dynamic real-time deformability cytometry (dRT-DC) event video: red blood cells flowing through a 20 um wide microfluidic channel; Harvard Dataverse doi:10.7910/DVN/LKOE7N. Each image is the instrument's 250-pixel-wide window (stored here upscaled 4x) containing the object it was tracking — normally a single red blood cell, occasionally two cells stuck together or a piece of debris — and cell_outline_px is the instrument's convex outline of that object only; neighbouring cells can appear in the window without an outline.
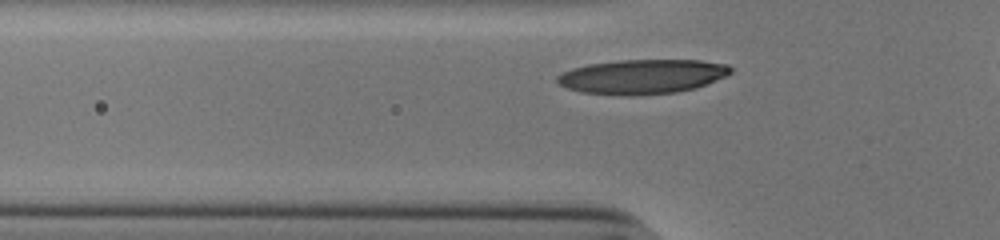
{"species": "human", "species_latin": "Homo sapiens", "temperature_condition": "cold", "stored_images_in_passage": 30, "camera_frame_rate_fps": 3000, "um_per_image_px": 0.085, "donor": {"sex": "male"}, "frame": {"image": 1, "passage_image": 5, "time_ms": 1.333, "image_size_px": [1000, 240], "cell_outline_px": [[732, 72], [708, 84], [696, 88], [676, 92], [628, 96], [580, 92], [568, 88], [560, 84], [556, 80], [556, 76], [572, 68], [588, 64], [620, 60], [700, 60], [728, 64], [732, 68]], "centroid_in_image_um": [54.6, 6.51], "position_along_channel_um": 71.2, "area_um2": 34.91}}
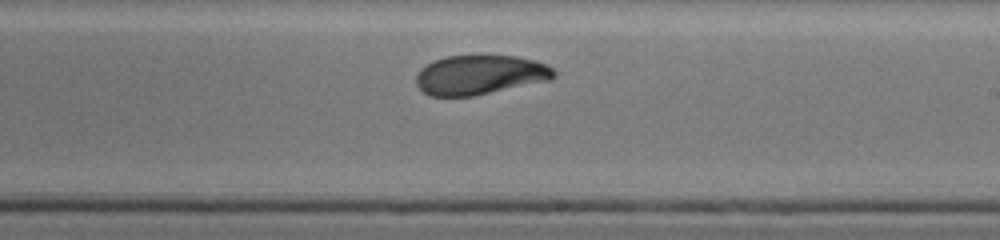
{"frame": {"image": 2, "passage_image": 19, "time_ms": 6.0, "image_size_px": [1000, 240], "cell_outline_px": [[556, 76], [548, 80], [472, 96], [428, 96], [416, 84], [416, 76], [420, 68], [436, 60], [448, 56], [516, 56], [536, 60], [552, 68], [556, 72]], "centroid_in_image_um": [40.78, 6.36], "position_along_channel_um": 248.2, "area_um2": 31.33}}
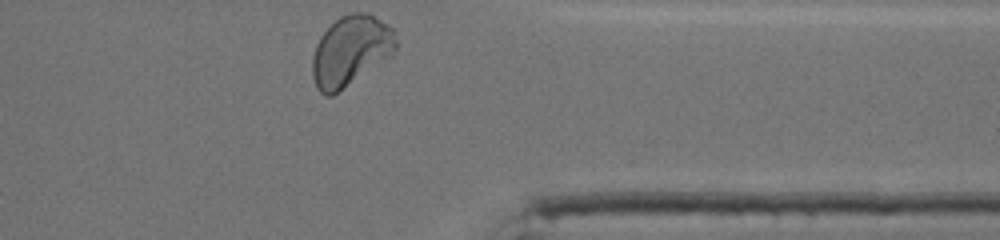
{"frame": {"image": 3, "passage_image": 30, "time_ms": 9.667, "image_size_px": [1000, 240], "cell_outline_px": [[396, 48], [388, 56], [332, 96], [324, 96], [316, 88], [312, 76], [312, 56], [316, 44], [320, 36], [340, 16], [352, 12], [368, 12], [388, 24], [396, 32]], "centroid_in_image_um": [29.77, 4.29], "position_along_channel_um": 381.6, "area_um2": 33.81}, "authors_computed_cell_mechanics": {"area_um2": 32.5414, "velocity_mm_per_s": 3.8154, "shape_relaxation_time_tau1_ms": 4.6387, "shape_relaxation_time_tau2_ms": 1.2537, "deformation_change_tau1": 0.1689, "deformation_change_tau2": 0.0536}}